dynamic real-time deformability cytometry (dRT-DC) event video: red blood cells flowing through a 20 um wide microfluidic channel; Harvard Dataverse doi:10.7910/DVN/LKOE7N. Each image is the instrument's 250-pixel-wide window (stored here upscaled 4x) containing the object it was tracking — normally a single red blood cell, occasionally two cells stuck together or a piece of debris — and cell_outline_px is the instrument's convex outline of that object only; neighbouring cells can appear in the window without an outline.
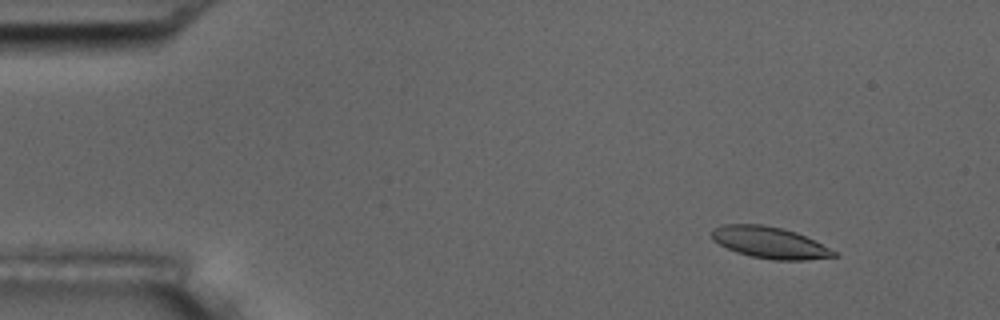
{"species": "common noctule bat (a hibernating species)", "species_latin": "Nyctalus noctula", "temperature_condition": "room temperature", "stored_images_in_passage": 55, "camera_frame_rate_fps": 3000, "um_per_image_px": 0.085, "animal": {"sex": "male", "body_mass_g": 17.5, "forearm_length_mm": 52.3}, "frame": {"image": 1, "passage_image": 6, "time_ms": 1.667, "image_size_px": [1000, 320], "cell_outline_px": [[836, 256], [804, 260], [772, 260], [752, 256], [736, 252], [712, 240], [712, 228], [724, 224], [764, 224], [796, 232], [836, 252]], "centroid_in_image_um": [65.36, 20.61], "position_along_channel_um": 19.6, "area_um2": 22.08}}
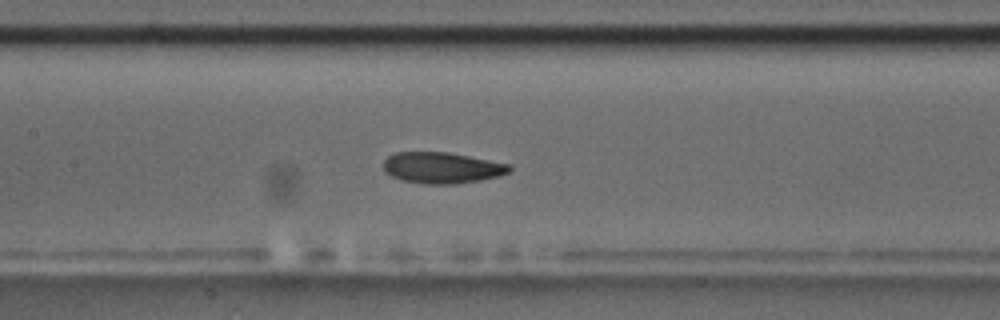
{"frame": {"image": 2, "passage_image": 26, "time_ms": 8.333, "image_size_px": [1000, 320], "cell_outline_px": [[512, 168], [508, 172], [500, 176], [480, 180], [456, 184], [424, 184], [400, 180], [384, 172], [384, 160], [388, 156], [396, 152], [448, 152], [512, 164]], "centroid_in_image_um": [37.57, 14.26], "position_along_channel_um": 169.8, "area_um2": 23.06}}
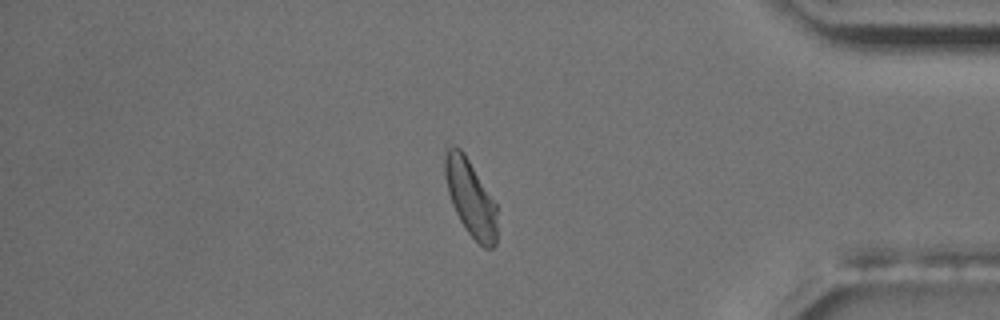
{"frame": {"image": 3, "passage_image": 47, "time_ms": 15.333, "image_size_px": [1000, 320], "cell_outline_px": [[496, 244], [492, 248], [484, 248], [468, 232], [460, 220], [452, 204], [448, 192], [444, 176], [444, 156], [448, 148], [452, 144], [460, 148], [464, 152], [496, 204]], "centroid_in_image_um": [39.97, 16.79], "position_along_channel_um": 395.2, "area_um2": 23.0}, "authors_computed_cell_mechanics": {"area_um2": 23.0622, "velocity_mm_per_s": 3.6328, "shape_relaxation_time_tau1_ms": 4.0933, "shape_relaxation_time_tau2_ms": 2.5114, "deformation_change_tau1": 0.1369, "deformation_change_tau2": 0.0724}}